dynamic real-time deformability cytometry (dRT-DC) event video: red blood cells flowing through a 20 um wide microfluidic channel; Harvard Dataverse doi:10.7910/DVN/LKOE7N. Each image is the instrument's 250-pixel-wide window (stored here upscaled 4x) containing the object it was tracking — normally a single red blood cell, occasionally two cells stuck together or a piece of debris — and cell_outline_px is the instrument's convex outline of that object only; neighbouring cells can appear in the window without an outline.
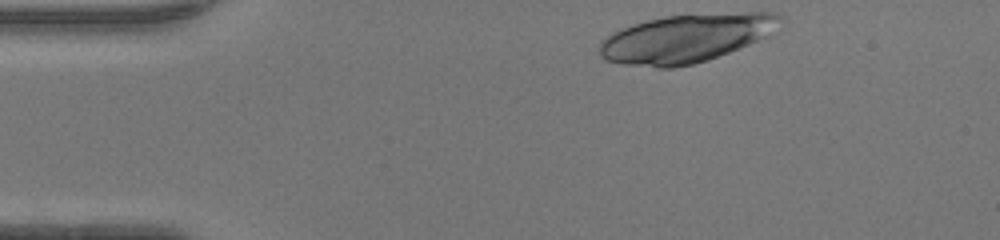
{"species": "human", "species_latin": "Homo sapiens", "temperature_condition": "warm", "stored_images_in_passage": 40, "camera_frame_rate_fps": 3000, "um_per_image_px": 0.085, "donor": {"sex": "female"}, "frame": {"image": 1, "passage_image": 1, "time_ms": 0.0, "image_size_px": [1000, 240], "cell_outline_px": [[784, 24], [780, 32], [728, 52], [692, 64], [672, 68], [656, 68], [624, 64], [604, 60], [600, 56], [600, 40], [612, 32], [632, 24], [664, 16], [748, 12], [772, 12], [780, 16], [784, 20]], "centroid_in_image_um": [58.37, 3.25], "position_along_channel_um": 26.6, "area_um2": 51.27}}
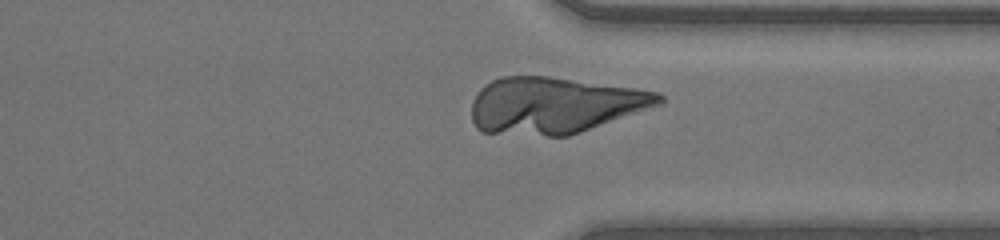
{"frame": {"image": 2, "passage_image": 29, "time_ms": 9.333, "image_size_px": [1000, 240], "cell_outline_px": [[664, 104], [568, 136], [548, 136], [480, 132], [476, 128], [472, 120], [472, 100], [476, 92], [484, 84], [492, 80], [504, 76], [548, 76], [636, 88], [660, 92], [664, 96]], "centroid_in_image_um": [47.14, 8.94], "position_along_channel_um": 364.3, "area_um2": 62.08}}
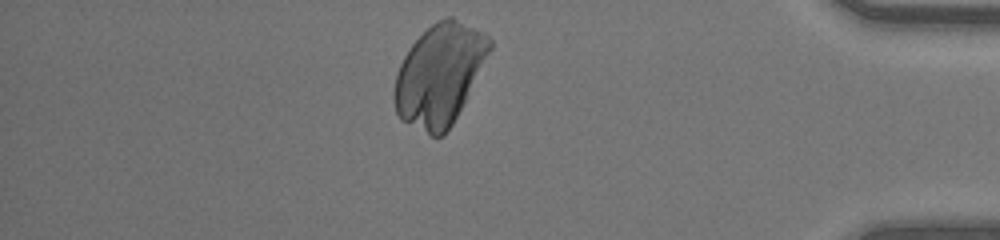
{"frame": {"image": 3, "passage_image": 34, "time_ms": 11.0, "image_size_px": [1000, 240], "cell_outline_px": [[492, 48], [452, 124], [440, 136], [432, 136], [400, 120], [396, 112], [392, 96], [392, 92], [396, 72], [404, 56], [412, 44], [436, 20], [448, 16], [452, 16], [484, 32], [492, 40]], "centroid_in_image_um": [37.33, 6.32], "position_along_channel_um": 397.9, "area_um2": 55.78}}